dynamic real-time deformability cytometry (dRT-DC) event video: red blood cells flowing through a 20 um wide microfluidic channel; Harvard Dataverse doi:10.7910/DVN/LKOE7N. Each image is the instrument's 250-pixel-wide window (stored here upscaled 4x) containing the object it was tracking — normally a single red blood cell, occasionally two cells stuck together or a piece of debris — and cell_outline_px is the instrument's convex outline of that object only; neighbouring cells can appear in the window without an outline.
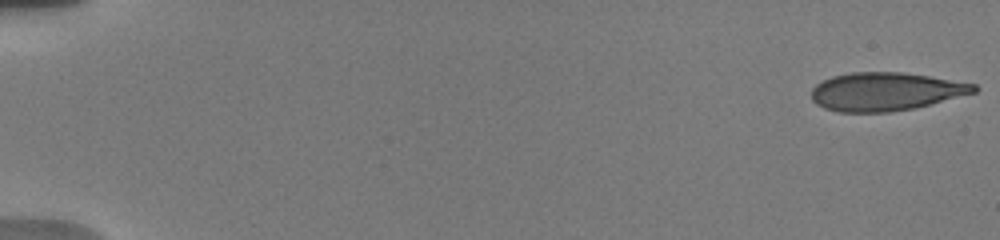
{"species": "human", "species_latin": "Homo sapiens", "temperature_condition": "warm", "stored_images_in_passage": 40, "camera_frame_rate_fps": 3000, "um_per_image_px": 0.085, "donor": {"sex": "male"}, "frame": {"image": 1, "passage_image": 1, "time_ms": 0.0, "image_size_px": [1000, 240], "cell_outline_px": [[980, 88], [976, 92], [912, 108], [888, 112], [840, 112], [824, 108], [816, 104], [812, 100], [812, 88], [816, 84], [832, 76], [852, 72], [904, 72], [976, 84]], "centroid_in_image_um": [75.25, 7.77], "position_along_channel_um": 9.7, "area_um2": 36.01}}
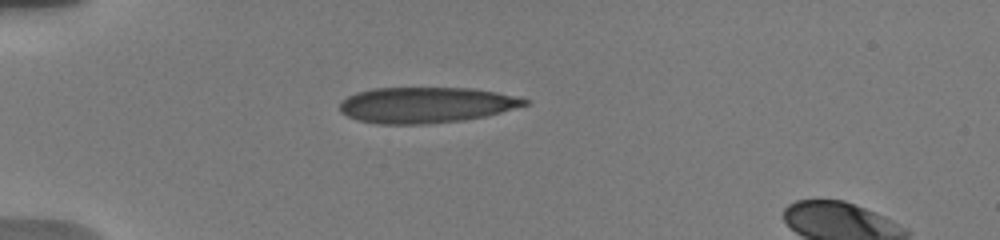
{"frame": {"image": 2, "passage_image": 34, "time_ms": 5.0, "image_size_px": [1000, 240], "cell_outline_px": [[532, 100], [528, 104], [500, 112], [484, 116], [464, 120], [424, 124], [380, 124], [356, 120], [340, 112], [340, 100], [356, 92], [372, 88], [472, 88], [496, 92]], "centroid_in_image_um": [36.17, 8.92], "position_along_channel_um": 48.8, "area_um2": 38.61}}